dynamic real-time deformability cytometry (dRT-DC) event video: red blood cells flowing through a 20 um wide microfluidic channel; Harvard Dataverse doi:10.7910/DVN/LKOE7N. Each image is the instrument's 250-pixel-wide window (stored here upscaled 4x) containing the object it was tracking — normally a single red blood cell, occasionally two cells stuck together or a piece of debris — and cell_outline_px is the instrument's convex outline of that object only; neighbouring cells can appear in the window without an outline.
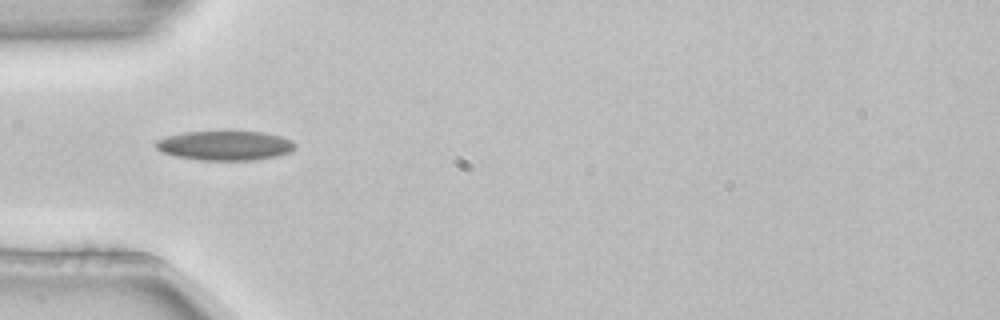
{"species": "common noctule bat (a hibernating species)", "species_latin": "Nyctalus noctula", "temperature_condition": "room temperature", "stored_images_in_passage": 5, "camera_frame_rate_fps": 3000, "um_per_image_px": 0.085, "animal": {"sex": "female", "body_mass_g": 22.7, "forearm_length_mm": 54.2}, "frame": {"image": 1, "passage_image": 4, "time_ms": 1.0, "image_size_px": [1000, 320], "cell_outline_px": [[296, 148], [292, 152], [276, 156], [256, 160], [200, 160], [176, 156], [160, 152], [156, 148], [156, 140], [168, 136], [184, 132], [264, 132], [280, 136], [292, 140], [296, 144]], "centroid_in_image_um": [19.16, 12.38], "position_along_channel_um": 65.8, "area_um2": 23.93}}